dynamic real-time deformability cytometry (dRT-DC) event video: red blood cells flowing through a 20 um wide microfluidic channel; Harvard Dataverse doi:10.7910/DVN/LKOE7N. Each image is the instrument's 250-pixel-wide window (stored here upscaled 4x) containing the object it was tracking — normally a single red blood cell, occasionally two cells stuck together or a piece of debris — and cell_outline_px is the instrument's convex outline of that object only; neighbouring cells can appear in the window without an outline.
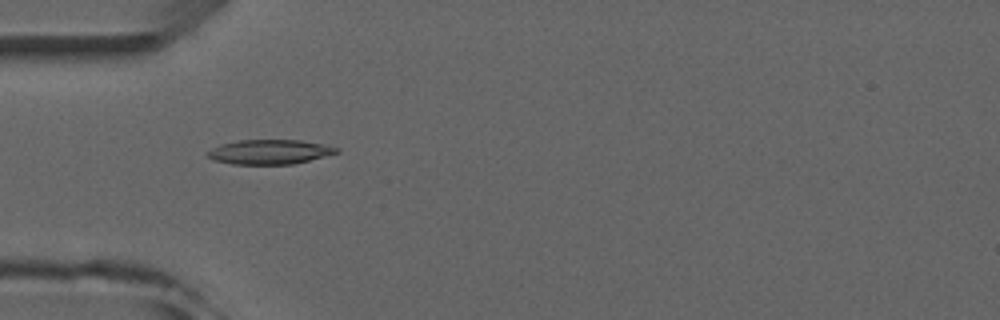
{"species": "common noctule bat (a hibernating species)", "species_latin": "Nyctalus noctula", "temperature_condition": "room temperature", "stored_images_in_passage": 5, "camera_frame_rate_fps": 3000, "um_per_image_px": 0.085, "animal": {"sex": "male", "forearm_length_mm": 52.5}, "frame": {"image": 1, "passage_image": 4, "time_ms": 3.333, "image_size_px": [1000, 320], "cell_outline_px": [[340, 152], [292, 164], [232, 164], [212, 160], [204, 152], [220, 144], [240, 140], [300, 140], [340, 148]], "centroid_in_image_um": [22.86, 12.91], "position_along_channel_um": 62.1, "area_um2": 18.38}}
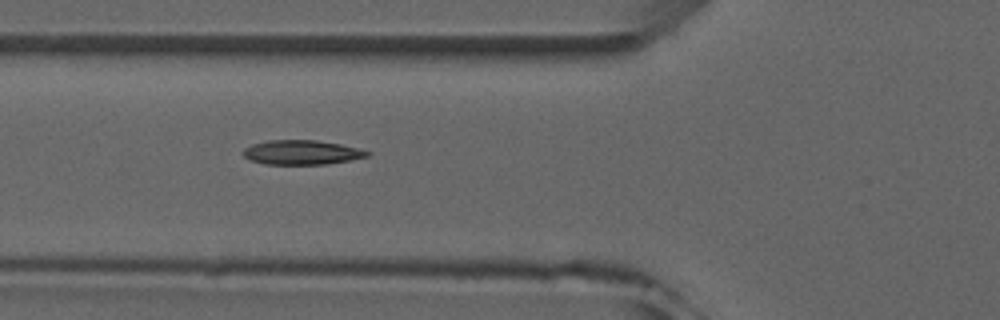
{"frame": {"image": 2, "passage_image": 5, "time_ms": 4.333, "image_size_px": [1000, 320], "cell_outline_px": [[372, 152], [368, 156], [348, 160], [324, 164], [264, 164], [252, 160], [244, 156], [240, 152], [244, 148], [252, 144], [268, 140], [316, 140], [340, 144]], "centroid_in_image_um": [25.6, 12.94], "position_along_channel_um": 100.2, "area_um2": 17.51}}